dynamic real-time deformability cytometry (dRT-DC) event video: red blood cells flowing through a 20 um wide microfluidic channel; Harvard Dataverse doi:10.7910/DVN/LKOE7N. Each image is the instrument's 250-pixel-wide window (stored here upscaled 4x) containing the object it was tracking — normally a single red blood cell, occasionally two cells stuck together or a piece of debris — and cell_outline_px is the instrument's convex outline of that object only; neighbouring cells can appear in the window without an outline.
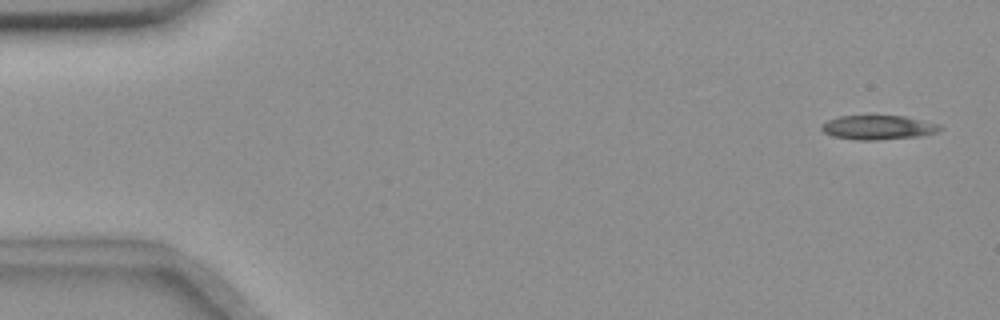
{"species": "common noctule bat (a hibernating species)", "species_latin": "Nyctalus noctula", "temperature_condition": "room temperature", "stored_images_in_passage": 55, "camera_frame_rate_fps": 3000, "um_per_image_px": 0.085, "animal": {"sex": "female", "body_mass_g": 18.4}, "frame": {"image": 1, "passage_image": 2, "time_ms": 0.333, "image_size_px": [1000, 320], "cell_outline_px": [[944, 128], [936, 132], [920, 136], [876, 140], [856, 140], [832, 136], [824, 132], [820, 128], [820, 124], [828, 120], [840, 116], [904, 116], [940, 124]], "centroid_in_image_um": [74.63, 10.83], "position_along_channel_um": 10.4, "area_um2": 16.76}}
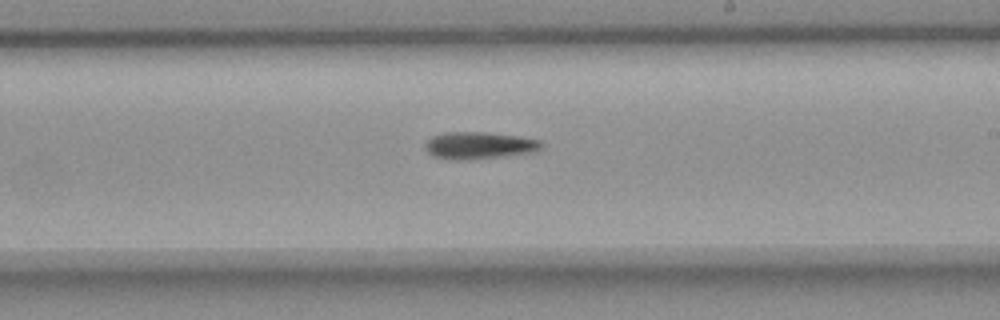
{"frame": {"image": 2, "passage_image": 32, "time_ms": 10.333, "image_size_px": [1000, 320], "cell_outline_px": [[540, 148], [536, 152], [500, 156], [460, 160], [448, 160], [432, 156], [428, 152], [424, 144], [432, 136], [444, 132], [484, 132], [516, 136], [540, 140]], "centroid_in_image_um": [40.66, 12.36], "position_along_channel_um": 248.3, "area_um2": 18.15}}
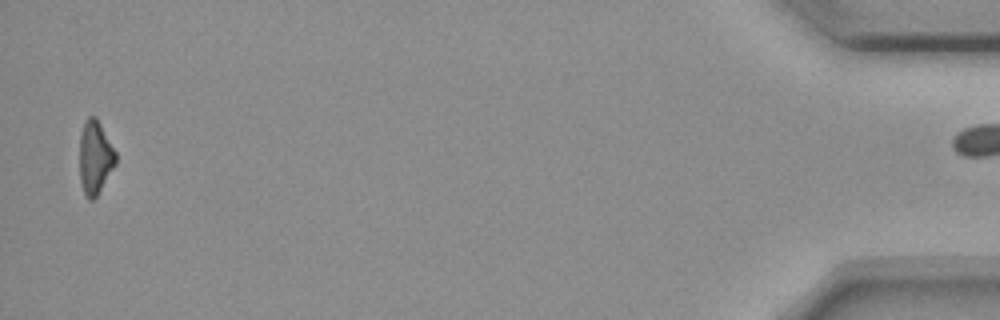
{"frame": {"image": 3, "passage_image": 54, "time_ms": 17.667, "image_size_px": [1000, 320], "cell_outline_px": [[116, 164], [96, 196], [92, 200], [88, 200], [84, 192], [80, 180], [80, 136], [84, 120], [88, 116], [96, 116], [116, 152]], "centroid_in_image_um": [8.08, 13.35], "position_along_channel_um": 427.1, "area_um2": 15.37}, "authors_computed_cell_mechanics": {"area_um2": 17.3978, "velocity_mm_per_s": 3.6657, "shape_relaxation_time_tau1_ms": 3.0209, "shape_relaxation_time_tau2_ms": null, "deformation_change_tau1": 0.1268, "deformation_change_tau2": null}}